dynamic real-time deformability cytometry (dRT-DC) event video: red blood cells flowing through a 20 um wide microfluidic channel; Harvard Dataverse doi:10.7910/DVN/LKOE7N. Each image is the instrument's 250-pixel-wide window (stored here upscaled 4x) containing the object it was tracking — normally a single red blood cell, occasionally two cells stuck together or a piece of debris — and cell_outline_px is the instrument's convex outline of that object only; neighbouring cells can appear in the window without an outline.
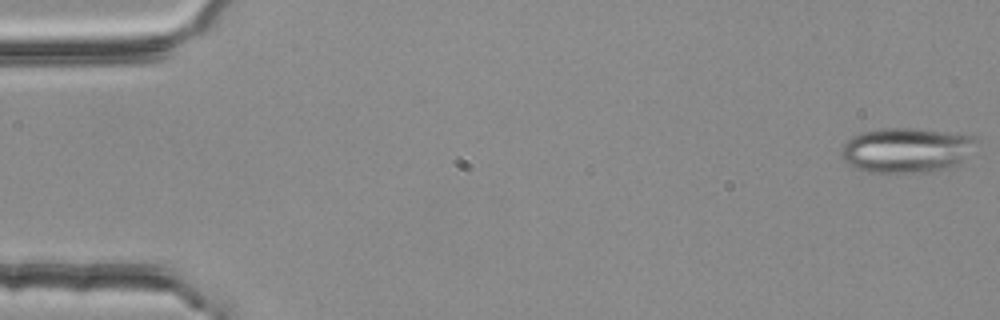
{"species": "common noctule bat (a hibernating species)", "species_latin": "Nyctalus noctula", "temperature_condition": "room temperature", "stored_images_in_passage": 54, "segment_of_instrument_passage": [1, 2], "camera_frame_rate_fps": 3000, "um_per_image_px": 0.085, "animal": {"sex": "female", "body_mass_g": 25.1}, "frame": {"image": 1, "passage_image": 1, "time_ms": 0.0, "image_size_px": [1000, 320], "cell_outline_px": [[980, 152], [948, 168], [924, 172], [868, 172], [852, 168], [840, 156], [840, 148], [852, 136], [860, 132], [884, 128], [916, 128], [972, 136], [980, 140]], "centroid_in_image_um": [77.12, 12.76], "position_along_channel_um": 7.9, "area_um2": 36.18}}